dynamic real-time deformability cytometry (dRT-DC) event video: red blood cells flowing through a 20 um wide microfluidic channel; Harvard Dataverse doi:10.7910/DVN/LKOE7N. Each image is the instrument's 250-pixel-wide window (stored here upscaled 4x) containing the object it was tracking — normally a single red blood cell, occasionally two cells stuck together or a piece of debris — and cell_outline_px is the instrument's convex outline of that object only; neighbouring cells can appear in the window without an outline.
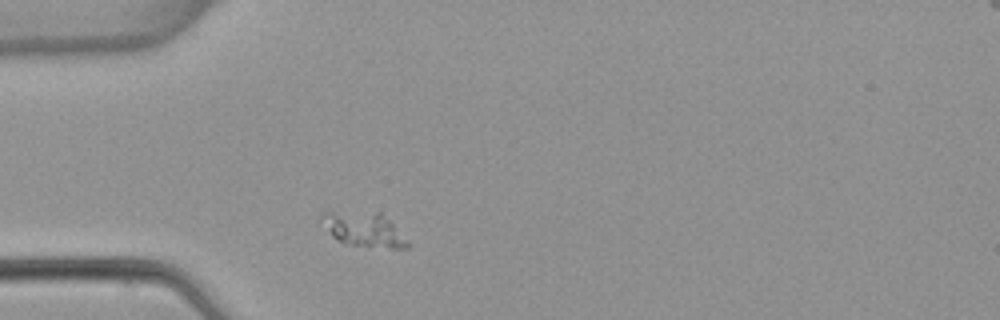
{"species": "common noctule bat (a hibernating species)", "species_latin": "Nyctalus noctula", "temperature_condition": "warm", "stored_images_in_passage": 1, "camera_frame_rate_fps": 3000, "um_per_image_px": 0.085, "animal": {"sex": "female", "body_mass_g": 22.7, "forearm_length_mm": 54.2}, "frame": {"image": 1, "passage_image": 1, "time_ms": 0.0, "image_size_px": [1000, 320], "cell_outline_px": [[408, 248], [392, 248], [352, 244], [340, 240], [332, 236], [320, 216], [320, 212], [380, 212], [408, 240]], "centroid_in_image_um": [30.95, 19.49], "position_along_channel_um": 54.1, "area_um2": 16.47}}